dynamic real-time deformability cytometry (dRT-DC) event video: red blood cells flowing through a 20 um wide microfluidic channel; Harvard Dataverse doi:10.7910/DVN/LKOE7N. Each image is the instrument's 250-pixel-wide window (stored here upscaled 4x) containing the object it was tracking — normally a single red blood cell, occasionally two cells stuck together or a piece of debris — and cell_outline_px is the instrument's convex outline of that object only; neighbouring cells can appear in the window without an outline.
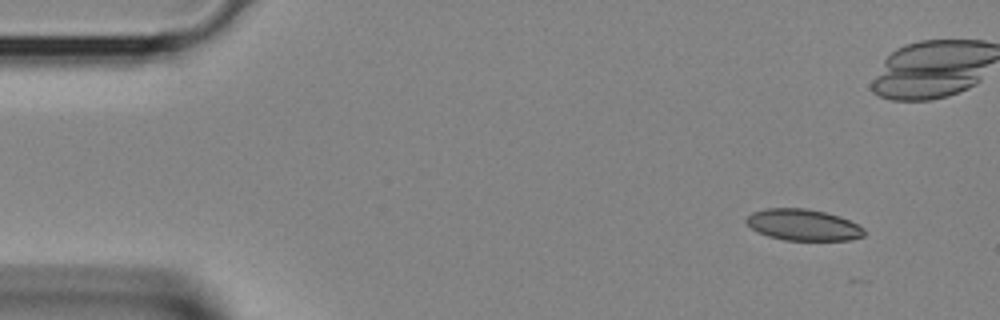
{"species": "Egyptian fruit bat (a non-hibernating species)", "species_latin": "Rousettus aegyptiacus", "temperature_condition": "room temperature", "stored_images_in_passage": 8, "camera_frame_rate_fps": 3000, "um_per_image_px": 0.085, "animal": {"sex": "female"}, "frame": {"image": 1, "passage_image": 1, "time_ms": 0.0, "image_size_px": [1000, 320], "cell_outline_px": [[864, 236], [848, 240], [784, 240], [768, 236], [752, 228], [744, 220], [752, 212], [768, 208], [808, 208], [840, 216], [864, 228]], "centroid_in_image_um": [68.27, 19.11], "position_along_channel_um": 16.7, "area_um2": 21.39}}